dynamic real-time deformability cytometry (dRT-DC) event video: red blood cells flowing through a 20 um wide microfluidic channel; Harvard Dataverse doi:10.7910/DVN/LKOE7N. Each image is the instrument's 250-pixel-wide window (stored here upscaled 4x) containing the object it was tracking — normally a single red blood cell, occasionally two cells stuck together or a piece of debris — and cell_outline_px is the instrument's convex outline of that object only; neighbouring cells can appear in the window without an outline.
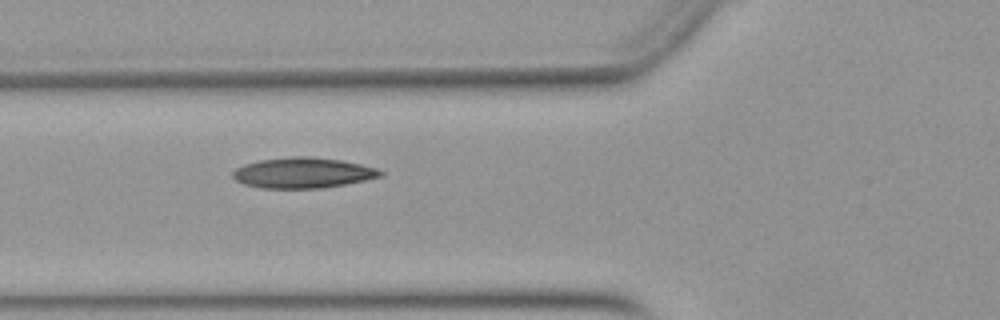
{"species": "Egyptian fruit bat (a non-hibernating species)", "species_latin": "Rousettus aegyptiacus", "temperature_condition": "warm", "stored_images_in_passage": 35, "camera_frame_rate_fps": 3000, "um_per_image_px": 0.085, "animal": {"sex": "female"}, "frame": {"image": 1, "passage_image": 3, "time_ms": 0.667, "image_size_px": [1000, 320], "cell_outline_px": [[384, 176], [324, 188], [260, 188], [244, 184], [236, 180], [232, 176], [232, 172], [236, 168], [244, 164], [260, 160], [292, 156], [308, 156], [340, 160], [360, 164], [376, 168], [384, 172]], "centroid_in_image_um": [25.74, 14.69], "position_along_channel_um": 100.1, "area_um2": 26.24}}
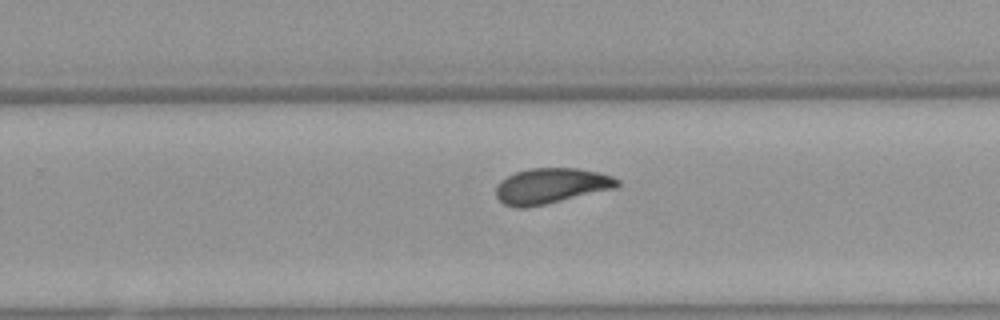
{"frame": {"image": 2, "passage_image": 17, "time_ms": 5.333, "image_size_px": [1000, 320], "cell_outline_px": [[620, 184], [616, 188], [528, 208], [516, 208], [504, 204], [496, 196], [496, 184], [500, 180], [516, 172], [528, 168], [576, 168], [600, 172], [612, 176], [620, 180]], "centroid_in_image_um": [46.83, 15.8], "position_along_channel_um": 283.0, "area_um2": 25.26}}
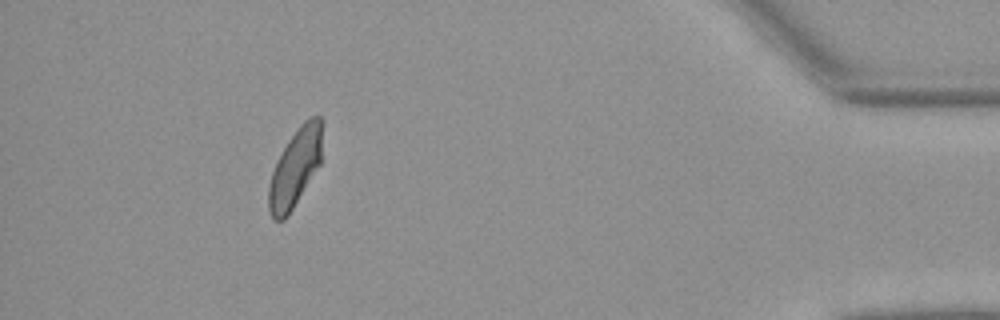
{"frame": {"image": 3, "passage_image": 31, "time_ms": 10.0, "image_size_px": [1000, 320], "cell_outline_px": [[324, 120], [320, 164], [288, 216], [284, 220], [272, 220], [268, 208], [268, 188], [272, 172], [276, 160], [280, 152], [288, 140], [300, 124], [304, 120], [312, 116], [320, 116]], "centroid_in_image_um": [25.1, 14.23], "position_along_channel_um": 410.1, "area_um2": 24.74}}